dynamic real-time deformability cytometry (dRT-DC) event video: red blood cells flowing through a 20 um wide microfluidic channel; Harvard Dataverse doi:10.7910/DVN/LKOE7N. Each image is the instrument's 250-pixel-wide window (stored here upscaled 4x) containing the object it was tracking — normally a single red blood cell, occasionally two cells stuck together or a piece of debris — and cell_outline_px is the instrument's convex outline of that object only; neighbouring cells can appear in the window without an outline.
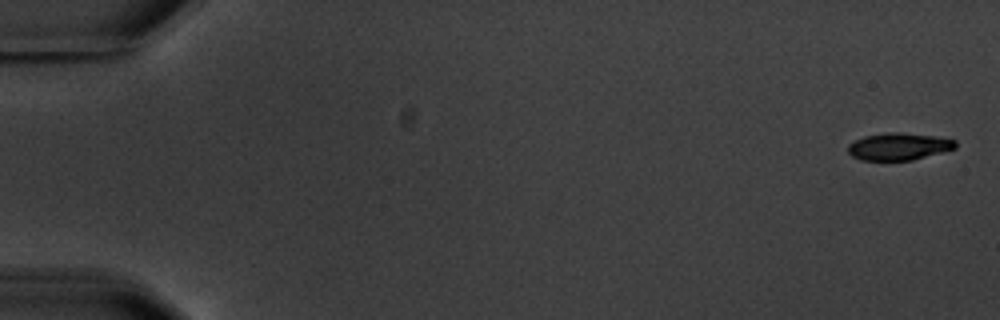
{"species": "common noctule bat (a hibernating species)", "species_latin": "Nyctalus noctula", "temperature_condition": "warm", "stored_images_in_passage": 4, "camera_frame_rate_fps": 3000, "um_per_image_px": 0.085, "animal": {"sex": "male", "body_mass_g": 20.1, "forearm_length_mm": 53.5}, "frame": {"image": 1, "passage_image": 1, "time_ms": 0.0, "image_size_px": [1000, 320], "cell_outline_px": [[956, 148], [912, 160], [860, 160], [852, 156], [848, 152], [848, 144], [864, 136], [884, 132], [900, 132], [936, 136], [956, 140]], "centroid_in_image_um": [76.38, 12.44], "position_along_channel_um": 8.6, "area_um2": 17.05}}